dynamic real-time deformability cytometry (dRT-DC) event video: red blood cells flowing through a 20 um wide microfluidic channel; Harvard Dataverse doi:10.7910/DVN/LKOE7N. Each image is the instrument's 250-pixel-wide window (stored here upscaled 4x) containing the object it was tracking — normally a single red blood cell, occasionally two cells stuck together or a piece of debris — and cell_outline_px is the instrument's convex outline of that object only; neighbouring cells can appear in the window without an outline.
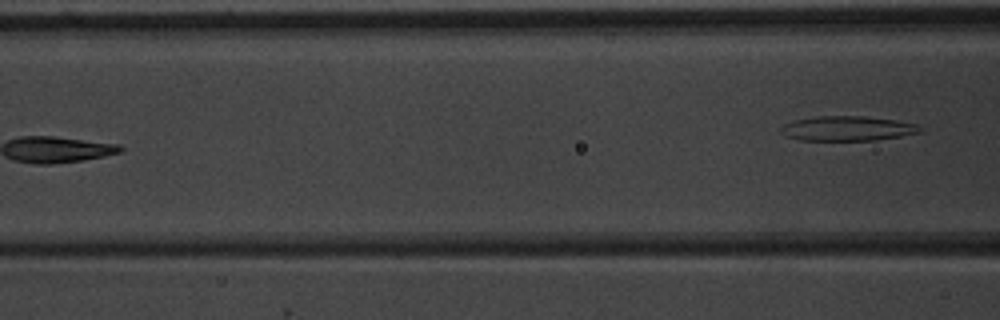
{"species": "common noctule bat (a hibernating species)", "species_latin": "Nyctalus noctula", "temperature_condition": "warm", "stored_images_in_passage": 6, "camera_frame_rate_fps": 3000, "um_per_image_px": 0.085, "animal": {"sex": "male", "body_mass_g": 20.1, "forearm_length_mm": 53.5}, "frame": {"image": 1, "passage_image": 6, "time_ms": 6.0, "image_size_px": [1000, 320], "cell_outline_px": [[924, 128], [920, 132], [900, 136], [876, 140], [800, 140], [788, 136], [780, 132], [780, 128], [784, 124], [796, 120], [816, 116], [864, 116], [896, 120], [916, 124]], "centroid_in_image_um": [72.05, 10.91], "position_along_channel_um": 94.5, "area_um2": 19.94}}